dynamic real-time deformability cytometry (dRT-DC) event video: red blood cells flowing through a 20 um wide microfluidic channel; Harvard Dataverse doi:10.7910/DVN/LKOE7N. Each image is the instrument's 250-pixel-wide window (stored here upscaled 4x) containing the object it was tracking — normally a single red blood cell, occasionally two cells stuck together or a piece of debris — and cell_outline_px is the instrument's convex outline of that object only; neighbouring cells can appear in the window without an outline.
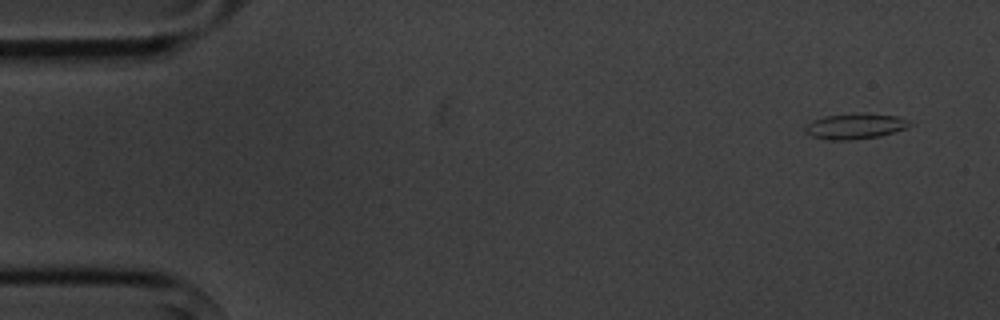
{"species": "common noctule bat (a hibernating species)", "species_latin": "Nyctalus noctula", "temperature_condition": "cold", "stored_images_in_passage": 4, "camera_frame_rate_fps": 3000, "um_per_image_px": 0.085, "animal": {"sex": "male", "body_mass_g": 20.1, "forearm_length_mm": 53.5}, "frame": {"image": 1, "passage_image": 1, "time_ms": 0.0, "image_size_px": [1000, 320], "cell_outline_px": [[916, 124], [908, 128], [880, 136], [852, 140], [828, 140], [812, 136], [804, 128], [804, 124], [812, 120], [824, 116], [860, 112], [896, 116]], "centroid_in_image_um": [72.7, 10.72], "position_along_channel_um": 12.3, "area_um2": 15.84}}
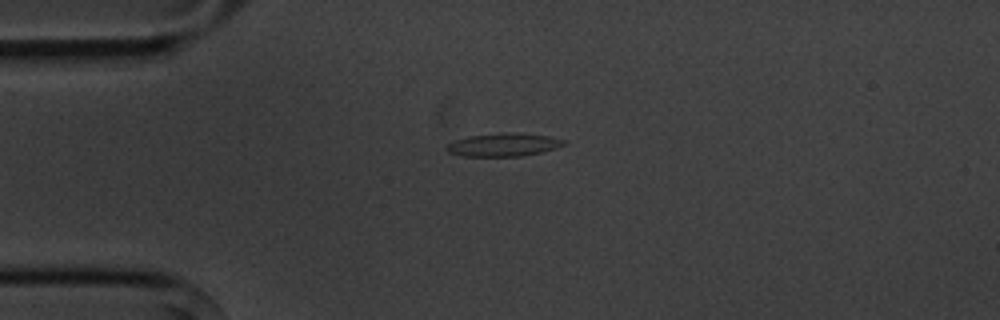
{"frame": {"image": 2, "passage_image": 4, "time_ms": 3.333, "image_size_px": [1000, 320], "cell_outline_px": [[564, 144], [556, 148], [540, 152], [520, 156], [460, 156], [448, 152], [444, 148], [444, 144], [452, 140], [468, 136], [504, 132], [520, 132], [548, 136], [564, 140]], "centroid_in_image_um": [42.69, 12.29], "position_along_channel_um": 42.3, "area_um2": 16.01}}